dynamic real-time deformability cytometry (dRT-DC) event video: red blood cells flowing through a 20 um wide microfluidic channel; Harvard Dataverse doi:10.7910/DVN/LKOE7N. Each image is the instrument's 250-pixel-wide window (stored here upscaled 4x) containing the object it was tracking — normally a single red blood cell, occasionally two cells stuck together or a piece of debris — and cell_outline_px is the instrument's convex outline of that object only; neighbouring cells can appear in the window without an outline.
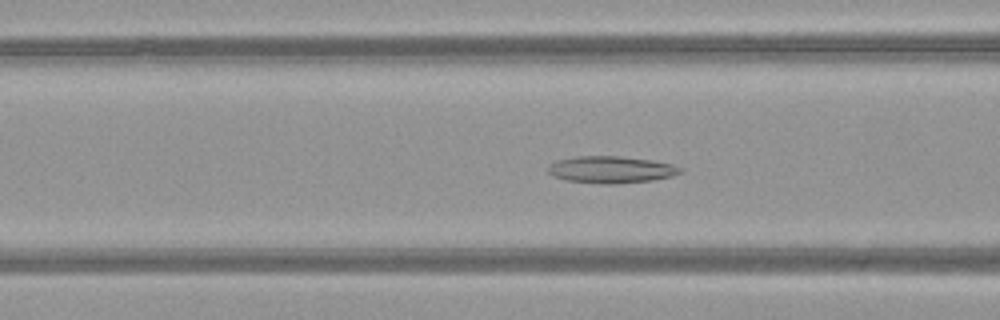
{"species": "common noctule bat (a hibernating species)", "species_latin": "Nyctalus noctula", "temperature_condition": "warm", "stored_images_in_passage": 44, "camera_frame_rate_fps": 3000, "um_per_image_px": 0.085, "animal": {"sex": "female", "body_mass_g": 21.9}, "frame": {"image": 1, "passage_image": 13, "time_ms": 4.0, "image_size_px": [1000, 320], "cell_outline_px": [[684, 168], [680, 172], [672, 176], [652, 180], [616, 184], [600, 184], [568, 180], [552, 176], [548, 172], [548, 168], [556, 160], [576, 156], [620, 156], [652, 160], [672, 164]], "centroid_in_image_um": [51.95, 14.41], "position_along_channel_um": 114.7, "area_um2": 20.75}}
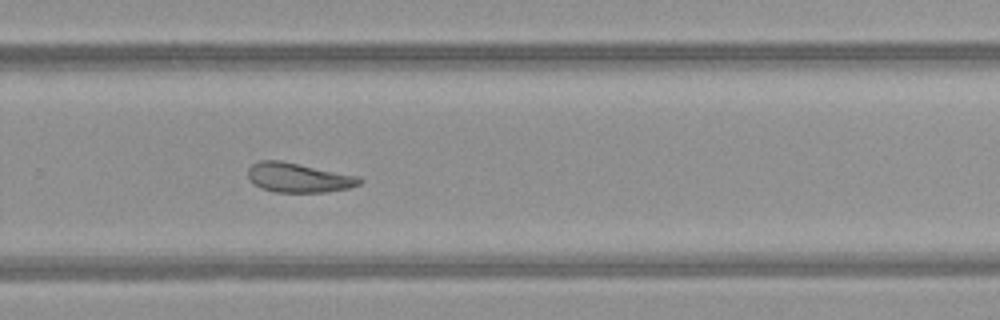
{"frame": {"image": 2, "passage_image": 27, "time_ms": 8.667, "image_size_px": [1000, 320], "cell_outline_px": [[364, 180], [360, 184], [348, 188], [328, 192], [272, 192], [260, 188], [248, 176], [248, 168], [252, 164], [260, 160], [280, 160], [360, 176]], "centroid_in_image_um": [25.4, 15.1], "position_along_channel_um": 304.4, "area_um2": 19.25}}
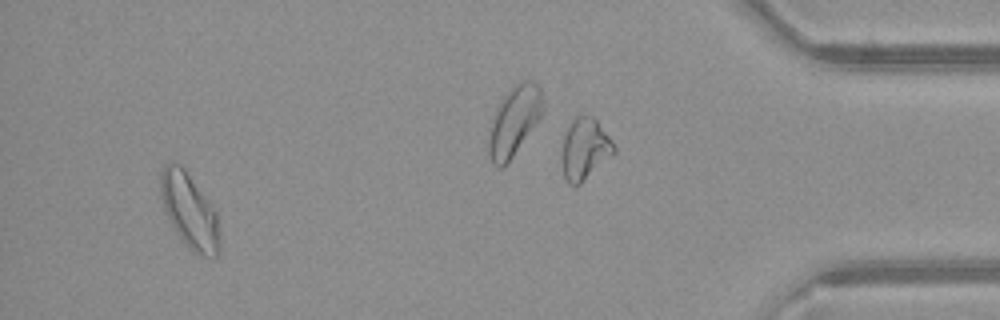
{"frame": {"image": 3, "passage_image": 41, "time_ms": 13.333, "image_size_px": [1000, 320], "cell_outline_px": [[220, 248], [216, 256], [212, 260], [200, 256], [188, 248], [176, 232], [164, 208], [160, 196], [160, 172], [164, 164], [172, 160], [180, 164], [184, 168], [216, 212], [220, 244]], "centroid_in_image_um": [16.09, 17.93], "position_along_channel_um": 419.1, "area_um2": 25.78}, "authors_computed_cell_mechanics": {"area_um2": 20.7791, "velocity_mm_per_s": 4.0676, "shape_relaxation_time_tau1_ms": null, "shape_relaxation_time_tau2_ms": 5.1571, "deformation_change_tau1": null, "deformation_change_tau2": 0.1381}}